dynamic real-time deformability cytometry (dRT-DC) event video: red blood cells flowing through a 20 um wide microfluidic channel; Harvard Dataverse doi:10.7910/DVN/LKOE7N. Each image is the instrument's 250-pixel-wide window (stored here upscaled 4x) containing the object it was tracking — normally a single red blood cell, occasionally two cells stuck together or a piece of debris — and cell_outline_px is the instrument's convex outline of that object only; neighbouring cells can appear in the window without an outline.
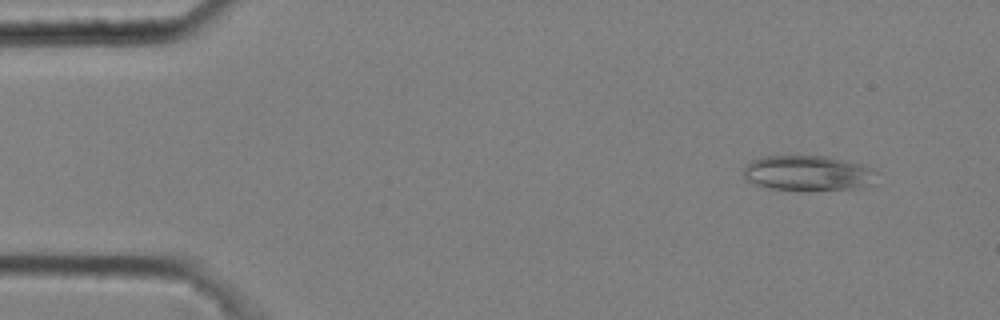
{"species": "common noctule bat (a hibernating species)", "species_latin": "Nyctalus noctula", "temperature_condition": "cold", "stored_images_in_passage": 6, "camera_frame_rate_fps": 3000, "um_per_image_px": 0.085, "animal": {"sex": "male", "body_mass_g": 20.4}, "frame": {"image": 1, "passage_image": 2, "time_ms": 0.333, "image_size_px": [1000, 320], "cell_outline_px": [[880, 172], [876, 184], [868, 188], [808, 192], [768, 188], [744, 180], [744, 168], [752, 160], [760, 156], [828, 156], [860, 164]], "centroid_in_image_um": [68.78, 14.76], "position_along_channel_um": 16.2, "area_um2": 28.55}}